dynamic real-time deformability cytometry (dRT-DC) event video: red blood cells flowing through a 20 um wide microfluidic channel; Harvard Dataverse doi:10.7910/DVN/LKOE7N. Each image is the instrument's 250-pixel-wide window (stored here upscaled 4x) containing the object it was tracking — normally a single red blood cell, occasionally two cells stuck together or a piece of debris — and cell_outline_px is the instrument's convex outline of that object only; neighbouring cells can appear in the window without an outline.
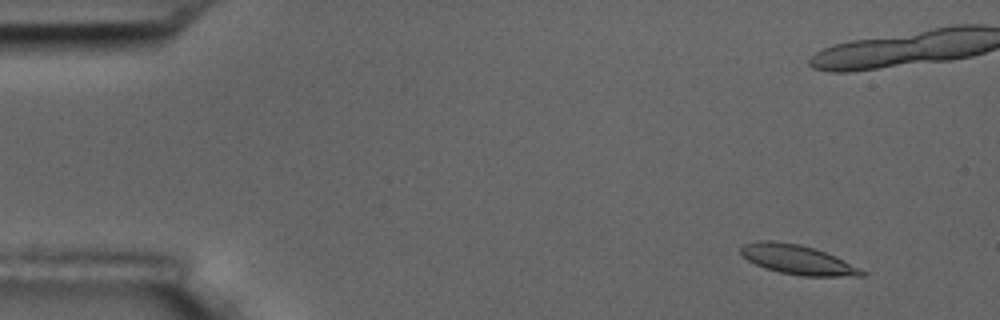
{"species": "common noctule bat (a hibernating species)", "species_latin": "Nyctalus noctula", "temperature_condition": "room temperature", "stored_images_in_passage": 7, "camera_frame_rate_fps": 3000, "um_per_image_px": 0.085, "animal": {"sex": "male", "body_mass_g": 17.5, "forearm_length_mm": 52.3}, "frame": {"image": 1, "passage_image": 2, "time_ms": 1.0, "image_size_px": [1000, 320], "cell_outline_px": [[868, 272], [864, 276], [804, 276], [780, 272], [764, 268], [748, 260], [740, 252], [740, 248], [744, 244], [756, 240], [772, 240], [800, 244], [836, 256]], "centroid_in_image_um": [67.79, 22.06], "position_along_channel_um": 17.2, "area_um2": 20.75}}
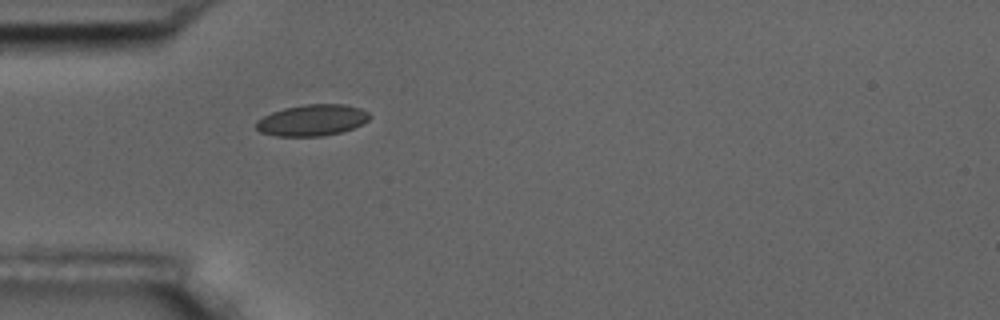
{"frame": {"image": 2, "passage_image": 7, "time_ms": 7.0, "image_size_px": [1000, 320], "cell_outline_px": [[372, 116], [368, 120], [352, 128], [340, 132], [324, 136], [276, 136], [260, 132], [256, 128], [256, 120], [272, 112], [284, 108], [304, 104], [344, 104], [360, 108], [368, 112]], "centroid_in_image_um": [26.52, 10.21], "position_along_channel_um": 58.5, "area_um2": 20.69}}